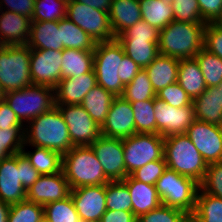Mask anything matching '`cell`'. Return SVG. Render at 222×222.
<instances>
[{
    "label": "cell",
    "instance_id": "1",
    "mask_svg": "<svg viewBox=\"0 0 222 222\" xmlns=\"http://www.w3.org/2000/svg\"><path fill=\"white\" fill-rule=\"evenodd\" d=\"M25 146H39L57 151L62 156L73 146L61 112L57 106L28 122L24 127Z\"/></svg>",
    "mask_w": 222,
    "mask_h": 222
},
{
    "label": "cell",
    "instance_id": "2",
    "mask_svg": "<svg viewBox=\"0 0 222 222\" xmlns=\"http://www.w3.org/2000/svg\"><path fill=\"white\" fill-rule=\"evenodd\" d=\"M206 24L173 20L159 30V54L178 60L194 58L203 48Z\"/></svg>",
    "mask_w": 222,
    "mask_h": 222
},
{
    "label": "cell",
    "instance_id": "3",
    "mask_svg": "<svg viewBox=\"0 0 222 222\" xmlns=\"http://www.w3.org/2000/svg\"><path fill=\"white\" fill-rule=\"evenodd\" d=\"M62 171L70 189L103 185L110 180L91 146H74L62 156Z\"/></svg>",
    "mask_w": 222,
    "mask_h": 222
},
{
    "label": "cell",
    "instance_id": "4",
    "mask_svg": "<svg viewBox=\"0 0 222 222\" xmlns=\"http://www.w3.org/2000/svg\"><path fill=\"white\" fill-rule=\"evenodd\" d=\"M164 158L167 168L182 176L202 182L208 164L186 134L164 137Z\"/></svg>",
    "mask_w": 222,
    "mask_h": 222
},
{
    "label": "cell",
    "instance_id": "5",
    "mask_svg": "<svg viewBox=\"0 0 222 222\" xmlns=\"http://www.w3.org/2000/svg\"><path fill=\"white\" fill-rule=\"evenodd\" d=\"M155 187L162 204L192 215L200 188L198 182L166 168Z\"/></svg>",
    "mask_w": 222,
    "mask_h": 222
},
{
    "label": "cell",
    "instance_id": "6",
    "mask_svg": "<svg viewBox=\"0 0 222 222\" xmlns=\"http://www.w3.org/2000/svg\"><path fill=\"white\" fill-rule=\"evenodd\" d=\"M4 100L25 125L56 106L55 90L43 85H30L5 93Z\"/></svg>",
    "mask_w": 222,
    "mask_h": 222
},
{
    "label": "cell",
    "instance_id": "7",
    "mask_svg": "<svg viewBox=\"0 0 222 222\" xmlns=\"http://www.w3.org/2000/svg\"><path fill=\"white\" fill-rule=\"evenodd\" d=\"M31 49L27 45H0V86L4 93L32 85Z\"/></svg>",
    "mask_w": 222,
    "mask_h": 222
},
{
    "label": "cell",
    "instance_id": "8",
    "mask_svg": "<svg viewBox=\"0 0 222 222\" xmlns=\"http://www.w3.org/2000/svg\"><path fill=\"white\" fill-rule=\"evenodd\" d=\"M94 71L97 84L114 96H122L125 85L118 76L120 62L125 56L117 39L96 43L94 48Z\"/></svg>",
    "mask_w": 222,
    "mask_h": 222
},
{
    "label": "cell",
    "instance_id": "9",
    "mask_svg": "<svg viewBox=\"0 0 222 222\" xmlns=\"http://www.w3.org/2000/svg\"><path fill=\"white\" fill-rule=\"evenodd\" d=\"M124 163L131 175L149 162L164 157V138L159 134L135 133L123 139Z\"/></svg>",
    "mask_w": 222,
    "mask_h": 222
},
{
    "label": "cell",
    "instance_id": "10",
    "mask_svg": "<svg viewBox=\"0 0 222 222\" xmlns=\"http://www.w3.org/2000/svg\"><path fill=\"white\" fill-rule=\"evenodd\" d=\"M66 17L85 31L96 43L114 40L108 12L78 0H67Z\"/></svg>",
    "mask_w": 222,
    "mask_h": 222
},
{
    "label": "cell",
    "instance_id": "11",
    "mask_svg": "<svg viewBox=\"0 0 222 222\" xmlns=\"http://www.w3.org/2000/svg\"><path fill=\"white\" fill-rule=\"evenodd\" d=\"M67 124L73 146H90L101 136V127L80 105H56Z\"/></svg>",
    "mask_w": 222,
    "mask_h": 222
},
{
    "label": "cell",
    "instance_id": "12",
    "mask_svg": "<svg viewBox=\"0 0 222 222\" xmlns=\"http://www.w3.org/2000/svg\"><path fill=\"white\" fill-rule=\"evenodd\" d=\"M156 134L167 137L175 134H186L194 117V106L176 108L155 98Z\"/></svg>",
    "mask_w": 222,
    "mask_h": 222
},
{
    "label": "cell",
    "instance_id": "13",
    "mask_svg": "<svg viewBox=\"0 0 222 222\" xmlns=\"http://www.w3.org/2000/svg\"><path fill=\"white\" fill-rule=\"evenodd\" d=\"M90 146L110 181L124 180L128 176L124 163L123 139L101 135Z\"/></svg>",
    "mask_w": 222,
    "mask_h": 222
},
{
    "label": "cell",
    "instance_id": "14",
    "mask_svg": "<svg viewBox=\"0 0 222 222\" xmlns=\"http://www.w3.org/2000/svg\"><path fill=\"white\" fill-rule=\"evenodd\" d=\"M186 135L207 164L222 161V126L195 119Z\"/></svg>",
    "mask_w": 222,
    "mask_h": 222
},
{
    "label": "cell",
    "instance_id": "15",
    "mask_svg": "<svg viewBox=\"0 0 222 222\" xmlns=\"http://www.w3.org/2000/svg\"><path fill=\"white\" fill-rule=\"evenodd\" d=\"M62 51L31 49L30 76L33 85L55 88L61 80Z\"/></svg>",
    "mask_w": 222,
    "mask_h": 222
},
{
    "label": "cell",
    "instance_id": "16",
    "mask_svg": "<svg viewBox=\"0 0 222 222\" xmlns=\"http://www.w3.org/2000/svg\"><path fill=\"white\" fill-rule=\"evenodd\" d=\"M71 198L82 222L101 221L106 212V184L71 189Z\"/></svg>",
    "mask_w": 222,
    "mask_h": 222
},
{
    "label": "cell",
    "instance_id": "17",
    "mask_svg": "<svg viewBox=\"0 0 222 222\" xmlns=\"http://www.w3.org/2000/svg\"><path fill=\"white\" fill-rule=\"evenodd\" d=\"M135 134V121L132 105L122 96H117L109 108L105 122L101 126V135L126 139Z\"/></svg>",
    "mask_w": 222,
    "mask_h": 222
},
{
    "label": "cell",
    "instance_id": "18",
    "mask_svg": "<svg viewBox=\"0 0 222 222\" xmlns=\"http://www.w3.org/2000/svg\"><path fill=\"white\" fill-rule=\"evenodd\" d=\"M70 186L63 171L40 175L38 180L27 191L26 199L45 206L48 203L62 200L70 195Z\"/></svg>",
    "mask_w": 222,
    "mask_h": 222
},
{
    "label": "cell",
    "instance_id": "19",
    "mask_svg": "<svg viewBox=\"0 0 222 222\" xmlns=\"http://www.w3.org/2000/svg\"><path fill=\"white\" fill-rule=\"evenodd\" d=\"M27 191L21 184V168L17 167V154L0 161V200L8 204L26 199Z\"/></svg>",
    "mask_w": 222,
    "mask_h": 222
},
{
    "label": "cell",
    "instance_id": "20",
    "mask_svg": "<svg viewBox=\"0 0 222 222\" xmlns=\"http://www.w3.org/2000/svg\"><path fill=\"white\" fill-rule=\"evenodd\" d=\"M97 85L94 69L77 77L61 78L54 88L56 105L81 104L85 95Z\"/></svg>",
    "mask_w": 222,
    "mask_h": 222
},
{
    "label": "cell",
    "instance_id": "21",
    "mask_svg": "<svg viewBox=\"0 0 222 222\" xmlns=\"http://www.w3.org/2000/svg\"><path fill=\"white\" fill-rule=\"evenodd\" d=\"M0 11V45H26L30 33L31 19L13 11Z\"/></svg>",
    "mask_w": 222,
    "mask_h": 222
},
{
    "label": "cell",
    "instance_id": "22",
    "mask_svg": "<svg viewBox=\"0 0 222 222\" xmlns=\"http://www.w3.org/2000/svg\"><path fill=\"white\" fill-rule=\"evenodd\" d=\"M196 120L222 125V81L206 90L192 102Z\"/></svg>",
    "mask_w": 222,
    "mask_h": 222
},
{
    "label": "cell",
    "instance_id": "23",
    "mask_svg": "<svg viewBox=\"0 0 222 222\" xmlns=\"http://www.w3.org/2000/svg\"><path fill=\"white\" fill-rule=\"evenodd\" d=\"M122 181L129 189V194L132 199V212L137 218L162 204L155 185L140 182L131 175H128Z\"/></svg>",
    "mask_w": 222,
    "mask_h": 222
},
{
    "label": "cell",
    "instance_id": "24",
    "mask_svg": "<svg viewBox=\"0 0 222 222\" xmlns=\"http://www.w3.org/2000/svg\"><path fill=\"white\" fill-rule=\"evenodd\" d=\"M108 15L116 38L142 19L139 0H112Z\"/></svg>",
    "mask_w": 222,
    "mask_h": 222
},
{
    "label": "cell",
    "instance_id": "25",
    "mask_svg": "<svg viewBox=\"0 0 222 222\" xmlns=\"http://www.w3.org/2000/svg\"><path fill=\"white\" fill-rule=\"evenodd\" d=\"M30 49L63 50L61 30L58 21H31L30 33L26 44Z\"/></svg>",
    "mask_w": 222,
    "mask_h": 222
},
{
    "label": "cell",
    "instance_id": "26",
    "mask_svg": "<svg viewBox=\"0 0 222 222\" xmlns=\"http://www.w3.org/2000/svg\"><path fill=\"white\" fill-rule=\"evenodd\" d=\"M179 60L159 54L153 62L145 67L153 90L158 93L161 89L178 80Z\"/></svg>",
    "mask_w": 222,
    "mask_h": 222
},
{
    "label": "cell",
    "instance_id": "27",
    "mask_svg": "<svg viewBox=\"0 0 222 222\" xmlns=\"http://www.w3.org/2000/svg\"><path fill=\"white\" fill-rule=\"evenodd\" d=\"M179 85L192 99H196L207 88L203 73L195 58L180 59L178 69Z\"/></svg>",
    "mask_w": 222,
    "mask_h": 222
},
{
    "label": "cell",
    "instance_id": "28",
    "mask_svg": "<svg viewBox=\"0 0 222 222\" xmlns=\"http://www.w3.org/2000/svg\"><path fill=\"white\" fill-rule=\"evenodd\" d=\"M61 78L79 77L94 68V52L77 49H63Z\"/></svg>",
    "mask_w": 222,
    "mask_h": 222
},
{
    "label": "cell",
    "instance_id": "29",
    "mask_svg": "<svg viewBox=\"0 0 222 222\" xmlns=\"http://www.w3.org/2000/svg\"><path fill=\"white\" fill-rule=\"evenodd\" d=\"M114 96L102 86H94L83 98L81 106L91 118L101 127L106 120Z\"/></svg>",
    "mask_w": 222,
    "mask_h": 222
},
{
    "label": "cell",
    "instance_id": "30",
    "mask_svg": "<svg viewBox=\"0 0 222 222\" xmlns=\"http://www.w3.org/2000/svg\"><path fill=\"white\" fill-rule=\"evenodd\" d=\"M58 29L64 49L94 51L96 42L67 17L58 21Z\"/></svg>",
    "mask_w": 222,
    "mask_h": 222
},
{
    "label": "cell",
    "instance_id": "31",
    "mask_svg": "<svg viewBox=\"0 0 222 222\" xmlns=\"http://www.w3.org/2000/svg\"><path fill=\"white\" fill-rule=\"evenodd\" d=\"M33 152L25 151V145L21 152L30 161V164L40 173V175L54 174L62 171V155L44 147L32 146Z\"/></svg>",
    "mask_w": 222,
    "mask_h": 222
},
{
    "label": "cell",
    "instance_id": "32",
    "mask_svg": "<svg viewBox=\"0 0 222 222\" xmlns=\"http://www.w3.org/2000/svg\"><path fill=\"white\" fill-rule=\"evenodd\" d=\"M142 20L158 30L174 20L172 5L162 0H139Z\"/></svg>",
    "mask_w": 222,
    "mask_h": 222
},
{
    "label": "cell",
    "instance_id": "33",
    "mask_svg": "<svg viewBox=\"0 0 222 222\" xmlns=\"http://www.w3.org/2000/svg\"><path fill=\"white\" fill-rule=\"evenodd\" d=\"M190 219L194 222H222V198L205 193L199 188Z\"/></svg>",
    "mask_w": 222,
    "mask_h": 222
},
{
    "label": "cell",
    "instance_id": "34",
    "mask_svg": "<svg viewBox=\"0 0 222 222\" xmlns=\"http://www.w3.org/2000/svg\"><path fill=\"white\" fill-rule=\"evenodd\" d=\"M122 45L125 55L130 57L141 68L150 65L159 55L156 42L148 40H118Z\"/></svg>",
    "mask_w": 222,
    "mask_h": 222
},
{
    "label": "cell",
    "instance_id": "35",
    "mask_svg": "<svg viewBox=\"0 0 222 222\" xmlns=\"http://www.w3.org/2000/svg\"><path fill=\"white\" fill-rule=\"evenodd\" d=\"M122 97L130 103L156 98V92L145 68H142L132 81L125 85Z\"/></svg>",
    "mask_w": 222,
    "mask_h": 222
},
{
    "label": "cell",
    "instance_id": "36",
    "mask_svg": "<svg viewBox=\"0 0 222 222\" xmlns=\"http://www.w3.org/2000/svg\"><path fill=\"white\" fill-rule=\"evenodd\" d=\"M155 99L132 102L135 133L156 134Z\"/></svg>",
    "mask_w": 222,
    "mask_h": 222
},
{
    "label": "cell",
    "instance_id": "37",
    "mask_svg": "<svg viewBox=\"0 0 222 222\" xmlns=\"http://www.w3.org/2000/svg\"><path fill=\"white\" fill-rule=\"evenodd\" d=\"M194 58L199 64L207 87L216 86L222 81V59L220 57L203 47Z\"/></svg>",
    "mask_w": 222,
    "mask_h": 222
},
{
    "label": "cell",
    "instance_id": "38",
    "mask_svg": "<svg viewBox=\"0 0 222 222\" xmlns=\"http://www.w3.org/2000/svg\"><path fill=\"white\" fill-rule=\"evenodd\" d=\"M44 217L48 222H82L71 195L44 206Z\"/></svg>",
    "mask_w": 222,
    "mask_h": 222
},
{
    "label": "cell",
    "instance_id": "39",
    "mask_svg": "<svg viewBox=\"0 0 222 222\" xmlns=\"http://www.w3.org/2000/svg\"><path fill=\"white\" fill-rule=\"evenodd\" d=\"M107 210L132 212V199L127 185L122 180L106 183Z\"/></svg>",
    "mask_w": 222,
    "mask_h": 222
},
{
    "label": "cell",
    "instance_id": "40",
    "mask_svg": "<svg viewBox=\"0 0 222 222\" xmlns=\"http://www.w3.org/2000/svg\"><path fill=\"white\" fill-rule=\"evenodd\" d=\"M67 0H35L31 21H59L66 17Z\"/></svg>",
    "mask_w": 222,
    "mask_h": 222
},
{
    "label": "cell",
    "instance_id": "41",
    "mask_svg": "<svg viewBox=\"0 0 222 222\" xmlns=\"http://www.w3.org/2000/svg\"><path fill=\"white\" fill-rule=\"evenodd\" d=\"M24 144V127L0 128V161L20 153Z\"/></svg>",
    "mask_w": 222,
    "mask_h": 222
},
{
    "label": "cell",
    "instance_id": "42",
    "mask_svg": "<svg viewBox=\"0 0 222 222\" xmlns=\"http://www.w3.org/2000/svg\"><path fill=\"white\" fill-rule=\"evenodd\" d=\"M44 217V206L27 199L10 205L8 222H39Z\"/></svg>",
    "mask_w": 222,
    "mask_h": 222
},
{
    "label": "cell",
    "instance_id": "43",
    "mask_svg": "<svg viewBox=\"0 0 222 222\" xmlns=\"http://www.w3.org/2000/svg\"><path fill=\"white\" fill-rule=\"evenodd\" d=\"M190 216L182 210L161 204L137 218V222H187Z\"/></svg>",
    "mask_w": 222,
    "mask_h": 222
},
{
    "label": "cell",
    "instance_id": "44",
    "mask_svg": "<svg viewBox=\"0 0 222 222\" xmlns=\"http://www.w3.org/2000/svg\"><path fill=\"white\" fill-rule=\"evenodd\" d=\"M174 20L191 23H206L200 14L197 0H173Z\"/></svg>",
    "mask_w": 222,
    "mask_h": 222
},
{
    "label": "cell",
    "instance_id": "45",
    "mask_svg": "<svg viewBox=\"0 0 222 222\" xmlns=\"http://www.w3.org/2000/svg\"><path fill=\"white\" fill-rule=\"evenodd\" d=\"M200 189L212 196L222 198V161L208 164Z\"/></svg>",
    "mask_w": 222,
    "mask_h": 222
},
{
    "label": "cell",
    "instance_id": "46",
    "mask_svg": "<svg viewBox=\"0 0 222 222\" xmlns=\"http://www.w3.org/2000/svg\"><path fill=\"white\" fill-rule=\"evenodd\" d=\"M117 40H148L159 43V30L149 25L144 20H140L132 27H129L121 35L116 37Z\"/></svg>",
    "mask_w": 222,
    "mask_h": 222
},
{
    "label": "cell",
    "instance_id": "47",
    "mask_svg": "<svg viewBox=\"0 0 222 222\" xmlns=\"http://www.w3.org/2000/svg\"><path fill=\"white\" fill-rule=\"evenodd\" d=\"M156 98L176 108L190 106L193 102L178 82L161 89L156 93Z\"/></svg>",
    "mask_w": 222,
    "mask_h": 222
},
{
    "label": "cell",
    "instance_id": "48",
    "mask_svg": "<svg viewBox=\"0 0 222 222\" xmlns=\"http://www.w3.org/2000/svg\"><path fill=\"white\" fill-rule=\"evenodd\" d=\"M166 168V160L163 157L160 160L149 162L146 165L140 167L139 169L134 171L131 176L134 179L145 184L155 185Z\"/></svg>",
    "mask_w": 222,
    "mask_h": 222
},
{
    "label": "cell",
    "instance_id": "49",
    "mask_svg": "<svg viewBox=\"0 0 222 222\" xmlns=\"http://www.w3.org/2000/svg\"><path fill=\"white\" fill-rule=\"evenodd\" d=\"M203 47L222 59V28L214 22L205 26Z\"/></svg>",
    "mask_w": 222,
    "mask_h": 222
},
{
    "label": "cell",
    "instance_id": "50",
    "mask_svg": "<svg viewBox=\"0 0 222 222\" xmlns=\"http://www.w3.org/2000/svg\"><path fill=\"white\" fill-rule=\"evenodd\" d=\"M17 167L21 168V184L26 191L38 180L40 173L30 164L22 153H17Z\"/></svg>",
    "mask_w": 222,
    "mask_h": 222
},
{
    "label": "cell",
    "instance_id": "51",
    "mask_svg": "<svg viewBox=\"0 0 222 222\" xmlns=\"http://www.w3.org/2000/svg\"><path fill=\"white\" fill-rule=\"evenodd\" d=\"M34 2L35 0H0V10L6 9L13 11L32 20L34 15Z\"/></svg>",
    "mask_w": 222,
    "mask_h": 222
},
{
    "label": "cell",
    "instance_id": "52",
    "mask_svg": "<svg viewBox=\"0 0 222 222\" xmlns=\"http://www.w3.org/2000/svg\"><path fill=\"white\" fill-rule=\"evenodd\" d=\"M200 14L206 23L215 22L222 14V0H197Z\"/></svg>",
    "mask_w": 222,
    "mask_h": 222
},
{
    "label": "cell",
    "instance_id": "53",
    "mask_svg": "<svg viewBox=\"0 0 222 222\" xmlns=\"http://www.w3.org/2000/svg\"><path fill=\"white\" fill-rule=\"evenodd\" d=\"M25 127L5 100L0 101V128Z\"/></svg>",
    "mask_w": 222,
    "mask_h": 222
},
{
    "label": "cell",
    "instance_id": "54",
    "mask_svg": "<svg viewBox=\"0 0 222 222\" xmlns=\"http://www.w3.org/2000/svg\"><path fill=\"white\" fill-rule=\"evenodd\" d=\"M142 68L136 64L130 57L125 55L120 62V67L118 70V76L124 85H127L132 81L136 74Z\"/></svg>",
    "mask_w": 222,
    "mask_h": 222
},
{
    "label": "cell",
    "instance_id": "55",
    "mask_svg": "<svg viewBox=\"0 0 222 222\" xmlns=\"http://www.w3.org/2000/svg\"><path fill=\"white\" fill-rule=\"evenodd\" d=\"M101 222H137V217L129 211L106 210Z\"/></svg>",
    "mask_w": 222,
    "mask_h": 222
},
{
    "label": "cell",
    "instance_id": "56",
    "mask_svg": "<svg viewBox=\"0 0 222 222\" xmlns=\"http://www.w3.org/2000/svg\"><path fill=\"white\" fill-rule=\"evenodd\" d=\"M78 1L82 2L83 4H87L92 8H96L106 12L109 11V8L112 4V0H78Z\"/></svg>",
    "mask_w": 222,
    "mask_h": 222
},
{
    "label": "cell",
    "instance_id": "57",
    "mask_svg": "<svg viewBox=\"0 0 222 222\" xmlns=\"http://www.w3.org/2000/svg\"><path fill=\"white\" fill-rule=\"evenodd\" d=\"M10 204L0 200V222H8Z\"/></svg>",
    "mask_w": 222,
    "mask_h": 222
},
{
    "label": "cell",
    "instance_id": "58",
    "mask_svg": "<svg viewBox=\"0 0 222 222\" xmlns=\"http://www.w3.org/2000/svg\"><path fill=\"white\" fill-rule=\"evenodd\" d=\"M217 26L222 28V14L214 22Z\"/></svg>",
    "mask_w": 222,
    "mask_h": 222
},
{
    "label": "cell",
    "instance_id": "59",
    "mask_svg": "<svg viewBox=\"0 0 222 222\" xmlns=\"http://www.w3.org/2000/svg\"><path fill=\"white\" fill-rule=\"evenodd\" d=\"M4 95H5V93H4V91L1 89V86H0V101H1V100H4Z\"/></svg>",
    "mask_w": 222,
    "mask_h": 222
},
{
    "label": "cell",
    "instance_id": "60",
    "mask_svg": "<svg viewBox=\"0 0 222 222\" xmlns=\"http://www.w3.org/2000/svg\"><path fill=\"white\" fill-rule=\"evenodd\" d=\"M164 1L165 3H168V4H171L173 2V0H162Z\"/></svg>",
    "mask_w": 222,
    "mask_h": 222
},
{
    "label": "cell",
    "instance_id": "61",
    "mask_svg": "<svg viewBox=\"0 0 222 222\" xmlns=\"http://www.w3.org/2000/svg\"><path fill=\"white\" fill-rule=\"evenodd\" d=\"M39 222H48L45 217H43Z\"/></svg>",
    "mask_w": 222,
    "mask_h": 222
}]
</instances>
